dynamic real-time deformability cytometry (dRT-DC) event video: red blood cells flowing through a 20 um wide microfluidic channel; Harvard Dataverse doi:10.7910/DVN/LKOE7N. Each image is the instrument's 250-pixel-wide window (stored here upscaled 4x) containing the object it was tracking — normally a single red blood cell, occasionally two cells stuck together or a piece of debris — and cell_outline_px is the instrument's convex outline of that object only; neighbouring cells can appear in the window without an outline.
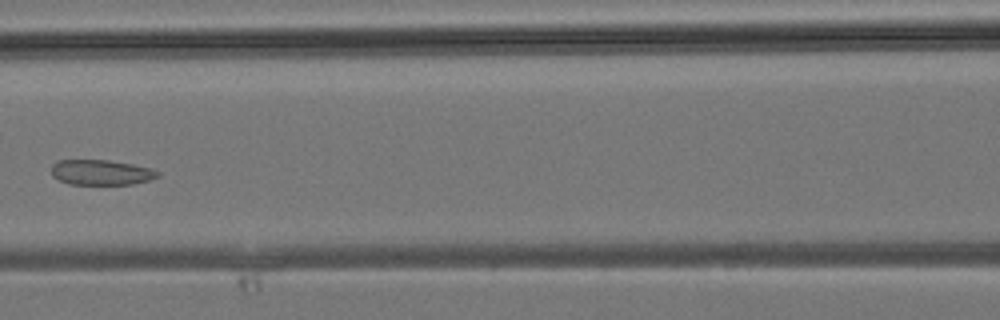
{"species": "common noctule bat (a hibernating species)", "species_latin": "Nyctalus noctula", "temperature_condition": "room temperature", "stored_images_in_passage": 13, "camera_frame_rate_fps": 3000, "um_per_image_px": 0.085, "animal": {"sex": "male", "body_mass_g": 19.2, "forearm_length_mm": 51.8}, "frame": {"image": 1, "passage_image": 10, "time_ms": 3.0, "image_size_px": [1000, 320], "cell_outline_px": [[160, 176], [148, 180], [132, 184], [68, 184], [52, 176], [52, 164], [56, 160], [108, 160], [132, 164], [152, 168], [160, 172]], "centroid_in_image_um": [8.6, 14.65], "position_along_channel_um": 158.0, "area_um2": 15.66}}